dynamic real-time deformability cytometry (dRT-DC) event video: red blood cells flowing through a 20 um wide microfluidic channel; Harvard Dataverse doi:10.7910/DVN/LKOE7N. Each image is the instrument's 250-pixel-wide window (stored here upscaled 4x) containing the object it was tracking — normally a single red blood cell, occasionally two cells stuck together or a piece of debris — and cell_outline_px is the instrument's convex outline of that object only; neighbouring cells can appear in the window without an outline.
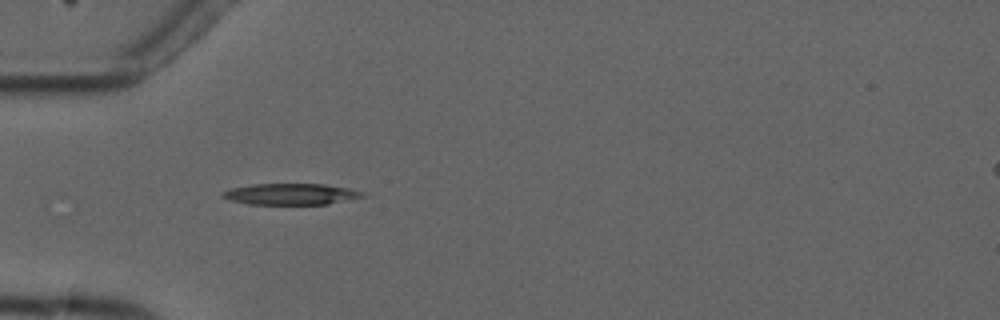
{"species": "common noctule bat (a hibernating species)", "species_latin": "Nyctalus noctula", "temperature_condition": "cold", "stored_images_in_passage": 5, "camera_frame_rate_fps": 3000, "um_per_image_px": 0.085, "animal": {"sex": "male", "forearm_length_mm": 52.5}, "frame": {"image": 1, "passage_image": 4, "time_ms": 3.333, "image_size_px": [1000, 320], "cell_outline_px": [[364, 196], [348, 200], [328, 204], [248, 204], [232, 200], [220, 196], [220, 192], [232, 188], [252, 184], [324, 184], [352, 188], [360, 192]], "centroid_in_image_um": [24.7, 16.49], "position_along_channel_um": 60.3, "area_um2": 17.22}}
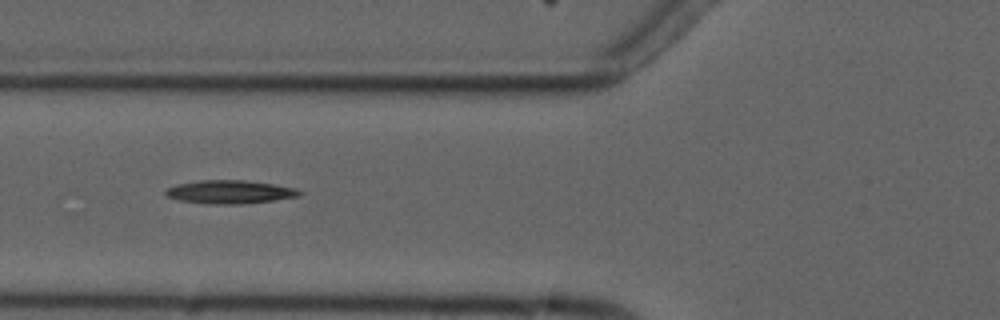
{"frame": {"image": 2, "passage_image": 5, "time_ms": 4.667, "image_size_px": [1000, 320], "cell_outline_px": [[304, 192], [300, 196], [276, 200], [240, 204], [212, 204], [180, 200], [168, 196], [164, 192], [168, 188], [176, 184], [200, 180], [244, 180], [272, 184], [296, 188]], "centroid_in_image_um": [19.58, 16.31], "position_along_channel_um": 106.2, "area_um2": 18.15}}